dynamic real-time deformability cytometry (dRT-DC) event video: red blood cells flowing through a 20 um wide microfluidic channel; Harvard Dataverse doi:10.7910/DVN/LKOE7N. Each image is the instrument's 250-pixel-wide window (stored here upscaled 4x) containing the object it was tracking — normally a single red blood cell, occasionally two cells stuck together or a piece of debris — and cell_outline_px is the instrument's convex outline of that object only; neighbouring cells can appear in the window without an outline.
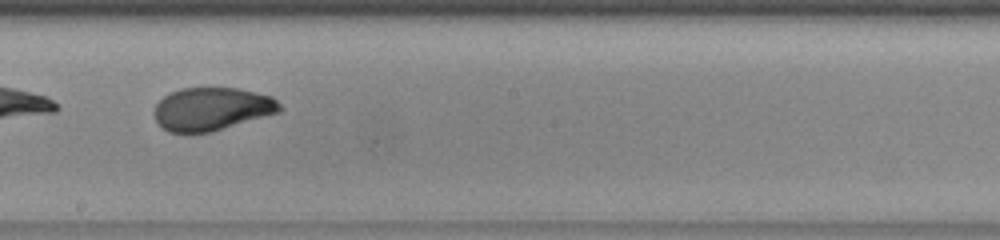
{"species": "human", "species_latin": "Homo sapiens", "temperature_condition": "warm", "stored_images_in_passage": 45, "camera_frame_rate_fps": 3000, "um_per_image_px": 0.085, "donor": {"sex": "female"}, "frame": {"image": 1, "passage_image": 26, "time_ms": 8.333, "image_size_px": [1000, 240], "cell_outline_px": [[284, 108], [280, 112], [212, 132], [168, 132], [160, 128], [152, 112], [156, 104], [164, 96], [180, 88], [240, 88], [272, 96]], "centroid_in_image_um": [18.0, 9.26], "position_along_channel_um": 230.2, "area_um2": 31.73}}